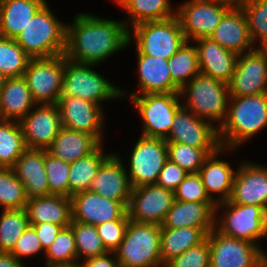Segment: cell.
<instances>
[{
  "label": "cell",
  "instance_id": "obj_1",
  "mask_svg": "<svg viewBox=\"0 0 267 267\" xmlns=\"http://www.w3.org/2000/svg\"><path fill=\"white\" fill-rule=\"evenodd\" d=\"M126 22L79 14L66 26L65 57L77 63L95 65L127 46L132 35Z\"/></svg>",
  "mask_w": 267,
  "mask_h": 267
},
{
  "label": "cell",
  "instance_id": "obj_2",
  "mask_svg": "<svg viewBox=\"0 0 267 267\" xmlns=\"http://www.w3.org/2000/svg\"><path fill=\"white\" fill-rule=\"evenodd\" d=\"M229 98L232 105L228 107L224 122L220 123L218 136L223 147V136L227 135L226 144L232 148L267 127V93Z\"/></svg>",
  "mask_w": 267,
  "mask_h": 267
},
{
  "label": "cell",
  "instance_id": "obj_3",
  "mask_svg": "<svg viewBox=\"0 0 267 267\" xmlns=\"http://www.w3.org/2000/svg\"><path fill=\"white\" fill-rule=\"evenodd\" d=\"M45 3L17 35L15 41L30 58H49L65 53L66 25Z\"/></svg>",
  "mask_w": 267,
  "mask_h": 267
},
{
  "label": "cell",
  "instance_id": "obj_4",
  "mask_svg": "<svg viewBox=\"0 0 267 267\" xmlns=\"http://www.w3.org/2000/svg\"><path fill=\"white\" fill-rule=\"evenodd\" d=\"M161 225L129 220L122 242L114 251L120 267L163 265L160 255Z\"/></svg>",
  "mask_w": 267,
  "mask_h": 267
},
{
  "label": "cell",
  "instance_id": "obj_5",
  "mask_svg": "<svg viewBox=\"0 0 267 267\" xmlns=\"http://www.w3.org/2000/svg\"><path fill=\"white\" fill-rule=\"evenodd\" d=\"M136 51L152 57L169 59L187 41L176 16L134 26Z\"/></svg>",
  "mask_w": 267,
  "mask_h": 267
},
{
  "label": "cell",
  "instance_id": "obj_6",
  "mask_svg": "<svg viewBox=\"0 0 267 267\" xmlns=\"http://www.w3.org/2000/svg\"><path fill=\"white\" fill-rule=\"evenodd\" d=\"M191 79L189 85L186 84L187 86L180 90V95L187 90L189 92L187 106L183 107L191 109V112L201 119L209 118L223 123L228 112L226 109L230 97L228 84L201 73Z\"/></svg>",
  "mask_w": 267,
  "mask_h": 267
},
{
  "label": "cell",
  "instance_id": "obj_7",
  "mask_svg": "<svg viewBox=\"0 0 267 267\" xmlns=\"http://www.w3.org/2000/svg\"><path fill=\"white\" fill-rule=\"evenodd\" d=\"M90 64L77 63L64 55V78L61 97H78L96 104L123 94L106 79L91 70ZM90 68V69H89Z\"/></svg>",
  "mask_w": 267,
  "mask_h": 267
},
{
  "label": "cell",
  "instance_id": "obj_8",
  "mask_svg": "<svg viewBox=\"0 0 267 267\" xmlns=\"http://www.w3.org/2000/svg\"><path fill=\"white\" fill-rule=\"evenodd\" d=\"M206 239L210 267H267V256L254 243L226 236L215 228Z\"/></svg>",
  "mask_w": 267,
  "mask_h": 267
},
{
  "label": "cell",
  "instance_id": "obj_9",
  "mask_svg": "<svg viewBox=\"0 0 267 267\" xmlns=\"http://www.w3.org/2000/svg\"><path fill=\"white\" fill-rule=\"evenodd\" d=\"M23 77L36 104H57L63 89L64 54L31 58Z\"/></svg>",
  "mask_w": 267,
  "mask_h": 267
},
{
  "label": "cell",
  "instance_id": "obj_10",
  "mask_svg": "<svg viewBox=\"0 0 267 267\" xmlns=\"http://www.w3.org/2000/svg\"><path fill=\"white\" fill-rule=\"evenodd\" d=\"M180 93L167 94H131L134 103L141 114L145 126L142 136L166 139L169 135L174 116L182 107L179 102Z\"/></svg>",
  "mask_w": 267,
  "mask_h": 267
},
{
  "label": "cell",
  "instance_id": "obj_11",
  "mask_svg": "<svg viewBox=\"0 0 267 267\" xmlns=\"http://www.w3.org/2000/svg\"><path fill=\"white\" fill-rule=\"evenodd\" d=\"M233 5L227 0H190L182 5L176 15L186 40L210 38Z\"/></svg>",
  "mask_w": 267,
  "mask_h": 267
},
{
  "label": "cell",
  "instance_id": "obj_12",
  "mask_svg": "<svg viewBox=\"0 0 267 267\" xmlns=\"http://www.w3.org/2000/svg\"><path fill=\"white\" fill-rule=\"evenodd\" d=\"M167 160L165 139L140 137L130 160V177L128 179L131 187L156 184L160 171Z\"/></svg>",
  "mask_w": 267,
  "mask_h": 267
},
{
  "label": "cell",
  "instance_id": "obj_13",
  "mask_svg": "<svg viewBox=\"0 0 267 267\" xmlns=\"http://www.w3.org/2000/svg\"><path fill=\"white\" fill-rule=\"evenodd\" d=\"M227 84L230 97L267 93V49H252L244 55L239 54Z\"/></svg>",
  "mask_w": 267,
  "mask_h": 267
},
{
  "label": "cell",
  "instance_id": "obj_14",
  "mask_svg": "<svg viewBox=\"0 0 267 267\" xmlns=\"http://www.w3.org/2000/svg\"><path fill=\"white\" fill-rule=\"evenodd\" d=\"M229 211L222 224L215 229L229 237L254 243L267 237V210L262 206L242 205L229 201L221 203Z\"/></svg>",
  "mask_w": 267,
  "mask_h": 267
},
{
  "label": "cell",
  "instance_id": "obj_15",
  "mask_svg": "<svg viewBox=\"0 0 267 267\" xmlns=\"http://www.w3.org/2000/svg\"><path fill=\"white\" fill-rule=\"evenodd\" d=\"M175 201L174 191L157 184L132 188L127 206L129 220L161 225Z\"/></svg>",
  "mask_w": 267,
  "mask_h": 267
},
{
  "label": "cell",
  "instance_id": "obj_16",
  "mask_svg": "<svg viewBox=\"0 0 267 267\" xmlns=\"http://www.w3.org/2000/svg\"><path fill=\"white\" fill-rule=\"evenodd\" d=\"M72 221L97 226L114 220H129L127 209L119 202L89 190L71 197Z\"/></svg>",
  "mask_w": 267,
  "mask_h": 267
},
{
  "label": "cell",
  "instance_id": "obj_17",
  "mask_svg": "<svg viewBox=\"0 0 267 267\" xmlns=\"http://www.w3.org/2000/svg\"><path fill=\"white\" fill-rule=\"evenodd\" d=\"M183 106L176 112L174 122L166 142H175L196 148H220L218 128L197 117L193 112L187 113Z\"/></svg>",
  "mask_w": 267,
  "mask_h": 267
},
{
  "label": "cell",
  "instance_id": "obj_18",
  "mask_svg": "<svg viewBox=\"0 0 267 267\" xmlns=\"http://www.w3.org/2000/svg\"><path fill=\"white\" fill-rule=\"evenodd\" d=\"M19 123L28 149L47 150L62 128L57 104L41 105Z\"/></svg>",
  "mask_w": 267,
  "mask_h": 267
},
{
  "label": "cell",
  "instance_id": "obj_19",
  "mask_svg": "<svg viewBox=\"0 0 267 267\" xmlns=\"http://www.w3.org/2000/svg\"><path fill=\"white\" fill-rule=\"evenodd\" d=\"M57 106L62 127L93 135L100 142L103 113L99 104L78 97H60Z\"/></svg>",
  "mask_w": 267,
  "mask_h": 267
},
{
  "label": "cell",
  "instance_id": "obj_20",
  "mask_svg": "<svg viewBox=\"0 0 267 267\" xmlns=\"http://www.w3.org/2000/svg\"><path fill=\"white\" fill-rule=\"evenodd\" d=\"M229 202L267 210V167L244 163L235 173Z\"/></svg>",
  "mask_w": 267,
  "mask_h": 267
},
{
  "label": "cell",
  "instance_id": "obj_21",
  "mask_svg": "<svg viewBox=\"0 0 267 267\" xmlns=\"http://www.w3.org/2000/svg\"><path fill=\"white\" fill-rule=\"evenodd\" d=\"M128 177L121 160L111 154L99 168L89 191L119 201L127 209L132 190Z\"/></svg>",
  "mask_w": 267,
  "mask_h": 267
},
{
  "label": "cell",
  "instance_id": "obj_22",
  "mask_svg": "<svg viewBox=\"0 0 267 267\" xmlns=\"http://www.w3.org/2000/svg\"><path fill=\"white\" fill-rule=\"evenodd\" d=\"M200 73L228 83L235 71L238 54L221 47L211 38L195 40Z\"/></svg>",
  "mask_w": 267,
  "mask_h": 267
},
{
  "label": "cell",
  "instance_id": "obj_23",
  "mask_svg": "<svg viewBox=\"0 0 267 267\" xmlns=\"http://www.w3.org/2000/svg\"><path fill=\"white\" fill-rule=\"evenodd\" d=\"M221 47L242 54L247 47L251 50L250 37L245 15L238 4H234L222 17L220 23L210 36Z\"/></svg>",
  "mask_w": 267,
  "mask_h": 267
},
{
  "label": "cell",
  "instance_id": "obj_24",
  "mask_svg": "<svg viewBox=\"0 0 267 267\" xmlns=\"http://www.w3.org/2000/svg\"><path fill=\"white\" fill-rule=\"evenodd\" d=\"M11 168L23 183L28 199L49 195L44 150L27 149Z\"/></svg>",
  "mask_w": 267,
  "mask_h": 267
},
{
  "label": "cell",
  "instance_id": "obj_25",
  "mask_svg": "<svg viewBox=\"0 0 267 267\" xmlns=\"http://www.w3.org/2000/svg\"><path fill=\"white\" fill-rule=\"evenodd\" d=\"M218 206L215 202H185L175 200L161 228L215 227Z\"/></svg>",
  "mask_w": 267,
  "mask_h": 267
},
{
  "label": "cell",
  "instance_id": "obj_26",
  "mask_svg": "<svg viewBox=\"0 0 267 267\" xmlns=\"http://www.w3.org/2000/svg\"><path fill=\"white\" fill-rule=\"evenodd\" d=\"M25 210L29 224L49 222L68 227L72 222L71 198L48 195L28 199Z\"/></svg>",
  "mask_w": 267,
  "mask_h": 267
},
{
  "label": "cell",
  "instance_id": "obj_27",
  "mask_svg": "<svg viewBox=\"0 0 267 267\" xmlns=\"http://www.w3.org/2000/svg\"><path fill=\"white\" fill-rule=\"evenodd\" d=\"M137 53L141 95L180 93L170 75L168 59Z\"/></svg>",
  "mask_w": 267,
  "mask_h": 267
},
{
  "label": "cell",
  "instance_id": "obj_28",
  "mask_svg": "<svg viewBox=\"0 0 267 267\" xmlns=\"http://www.w3.org/2000/svg\"><path fill=\"white\" fill-rule=\"evenodd\" d=\"M35 104L23 76L5 79L0 91V119L20 122Z\"/></svg>",
  "mask_w": 267,
  "mask_h": 267
},
{
  "label": "cell",
  "instance_id": "obj_29",
  "mask_svg": "<svg viewBox=\"0 0 267 267\" xmlns=\"http://www.w3.org/2000/svg\"><path fill=\"white\" fill-rule=\"evenodd\" d=\"M100 144L93 135L62 127L47 152L57 159L72 163L92 153Z\"/></svg>",
  "mask_w": 267,
  "mask_h": 267
},
{
  "label": "cell",
  "instance_id": "obj_30",
  "mask_svg": "<svg viewBox=\"0 0 267 267\" xmlns=\"http://www.w3.org/2000/svg\"><path fill=\"white\" fill-rule=\"evenodd\" d=\"M45 0H1L0 36L15 39Z\"/></svg>",
  "mask_w": 267,
  "mask_h": 267
},
{
  "label": "cell",
  "instance_id": "obj_31",
  "mask_svg": "<svg viewBox=\"0 0 267 267\" xmlns=\"http://www.w3.org/2000/svg\"><path fill=\"white\" fill-rule=\"evenodd\" d=\"M215 227L161 228L160 255L164 266L169 260L202 243Z\"/></svg>",
  "mask_w": 267,
  "mask_h": 267
},
{
  "label": "cell",
  "instance_id": "obj_32",
  "mask_svg": "<svg viewBox=\"0 0 267 267\" xmlns=\"http://www.w3.org/2000/svg\"><path fill=\"white\" fill-rule=\"evenodd\" d=\"M221 149L220 147L215 152L209 154L198 172L205 190L211 199L213 197L210 192L222 193L221 199L216 200V204H219L218 206L221 205L220 203L229 200L235 176V171L229 166L228 162L215 159Z\"/></svg>",
  "mask_w": 267,
  "mask_h": 267
},
{
  "label": "cell",
  "instance_id": "obj_33",
  "mask_svg": "<svg viewBox=\"0 0 267 267\" xmlns=\"http://www.w3.org/2000/svg\"><path fill=\"white\" fill-rule=\"evenodd\" d=\"M110 155H104L99 145L92 153L70 163L69 197L81 191L89 190L99 168Z\"/></svg>",
  "mask_w": 267,
  "mask_h": 267
},
{
  "label": "cell",
  "instance_id": "obj_34",
  "mask_svg": "<svg viewBox=\"0 0 267 267\" xmlns=\"http://www.w3.org/2000/svg\"><path fill=\"white\" fill-rule=\"evenodd\" d=\"M27 149L20 123L0 119V167L11 168Z\"/></svg>",
  "mask_w": 267,
  "mask_h": 267
},
{
  "label": "cell",
  "instance_id": "obj_35",
  "mask_svg": "<svg viewBox=\"0 0 267 267\" xmlns=\"http://www.w3.org/2000/svg\"><path fill=\"white\" fill-rule=\"evenodd\" d=\"M116 2L131 14L130 21L133 26L176 16L172 14L169 0H116Z\"/></svg>",
  "mask_w": 267,
  "mask_h": 267
},
{
  "label": "cell",
  "instance_id": "obj_36",
  "mask_svg": "<svg viewBox=\"0 0 267 267\" xmlns=\"http://www.w3.org/2000/svg\"><path fill=\"white\" fill-rule=\"evenodd\" d=\"M168 68L173 83L181 90L187 84V78L200 73L196 46H188L186 41L179 50L168 59Z\"/></svg>",
  "mask_w": 267,
  "mask_h": 267
},
{
  "label": "cell",
  "instance_id": "obj_37",
  "mask_svg": "<svg viewBox=\"0 0 267 267\" xmlns=\"http://www.w3.org/2000/svg\"><path fill=\"white\" fill-rule=\"evenodd\" d=\"M28 226L25 208L3 209L0 218V252L10 253Z\"/></svg>",
  "mask_w": 267,
  "mask_h": 267
},
{
  "label": "cell",
  "instance_id": "obj_38",
  "mask_svg": "<svg viewBox=\"0 0 267 267\" xmlns=\"http://www.w3.org/2000/svg\"><path fill=\"white\" fill-rule=\"evenodd\" d=\"M30 59L15 39L0 36V74L5 78L22 77Z\"/></svg>",
  "mask_w": 267,
  "mask_h": 267
},
{
  "label": "cell",
  "instance_id": "obj_39",
  "mask_svg": "<svg viewBox=\"0 0 267 267\" xmlns=\"http://www.w3.org/2000/svg\"><path fill=\"white\" fill-rule=\"evenodd\" d=\"M219 148H196L189 145L167 142L168 159L187 173H198L205 158Z\"/></svg>",
  "mask_w": 267,
  "mask_h": 267
},
{
  "label": "cell",
  "instance_id": "obj_40",
  "mask_svg": "<svg viewBox=\"0 0 267 267\" xmlns=\"http://www.w3.org/2000/svg\"><path fill=\"white\" fill-rule=\"evenodd\" d=\"M27 201L25 187L13 169L0 167V205L4 210L23 209Z\"/></svg>",
  "mask_w": 267,
  "mask_h": 267
},
{
  "label": "cell",
  "instance_id": "obj_41",
  "mask_svg": "<svg viewBox=\"0 0 267 267\" xmlns=\"http://www.w3.org/2000/svg\"><path fill=\"white\" fill-rule=\"evenodd\" d=\"M238 5L245 15L252 42L260 38V49H267V0H243Z\"/></svg>",
  "mask_w": 267,
  "mask_h": 267
},
{
  "label": "cell",
  "instance_id": "obj_42",
  "mask_svg": "<svg viewBox=\"0 0 267 267\" xmlns=\"http://www.w3.org/2000/svg\"><path fill=\"white\" fill-rule=\"evenodd\" d=\"M75 236L77 258L81 254L86 259L110 254L103 245L95 226L81 222L72 221L69 225Z\"/></svg>",
  "mask_w": 267,
  "mask_h": 267
},
{
  "label": "cell",
  "instance_id": "obj_43",
  "mask_svg": "<svg viewBox=\"0 0 267 267\" xmlns=\"http://www.w3.org/2000/svg\"><path fill=\"white\" fill-rule=\"evenodd\" d=\"M47 266L76 262L75 236L70 226L62 228L53 243L45 250Z\"/></svg>",
  "mask_w": 267,
  "mask_h": 267
},
{
  "label": "cell",
  "instance_id": "obj_44",
  "mask_svg": "<svg viewBox=\"0 0 267 267\" xmlns=\"http://www.w3.org/2000/svg\"><path fill=\"white\" fill-rule=\"evenodd\" d=\"M44 168L47 174L49 195L69 197V168L70 163L57 159L44 150Z\"/></svg>",
  "mask_w": 267,
  "mask_h": 267
},
{
  "label": "cell",
  "instance_id": "obj_45",
  "mask_svg": "<svg viewBox=\"0 0 267 267\" xmlns=\"http://www.w3.org/2000/svg\"><path fill=\"white\" fill-rule=\"evenodd\" d=\"M175 200L185 202H215L211 199L198 173H189L174 190Z\"/></svg>",
  "mask_w": 267,
  "mask_h": 267
},
{
  "label": "cell",
  "instance_id": "obj_46",
  "mask_svg": "<svg viewBox=\"0 0 267 267\" xmlns=\"http://www.w3.org/2000/svg\"><path fill=\"white\" fill-rule=\"evenodd\" d=\"M164 265L166 267H210V249L207 239L172 258Z\"/></svg>",
  "mask_w": 267,
  "mask_h": 267
},
{
  "label": "cell",
  "instance_id": "obj_47",
  "mask_svg": "<svg viewBox=\"0 0 267 267\" xmlns=\"http://www.w3.org/2000/svg\"><path fill=\"white\" fill-rule=\"evenodd\" d=\"M129 220H114L95 226L104 247L110 253L119 247L122 242Z\"/></svg>",
  "mask_w": 267,
  "mask_h": 267
},
{
  "label": "cell",
  "instance_id": "obj_48",
  "mask_svg": "<svg viewBox=\"0 0 267 267\" xmlns=\"http://www.w3.org/2000/svg\"><path fill=\"white\" fill-rule=\"evenodd\" d=\"M41 249H43V247L37 232L32 225H29L16 242L10 254L16 259L21 260L20 257L35 254Z\"/></svg>",
  "mask_w": 267,
  "mask_h": 267
},
{
  "label": "cell",
  "instance_id": "obj_49",
  "mask_svg": "<svg viewBox=\"0 0 267 267\" xmlns=\"http://www.w3.org/2000/svg\"><path fill=\"white\" fill-rule=\"evenodd\" d=\"M188 174L184 169L168 159L160 171L156 184L174 191Z\"/></svg>",
  "mask_w": 267,
  "mask_h": 267
},
{
  "label": "cell",
  "instance_id": "obj_50",
  "mask_svg": "<svg viewBox=\"0 0 267 267\" xmlns=\"http://www.w3.org/2000/svg\"><path fill=\"white\" fill-rule=\"evenodd\" d=\"M29 225H32L35 228L44 251L53 243L58 233L63 228L60 225L49 222Z\"/></svg>",
  "mask_w": 267,
  "mask_h": 267
},
{
  "label": "cell",
  "instance_id": "obj_51",
  "mask_svg": "<svg viewBox=\"0 0 267 267\" xmlns=\"http://www.w3.org/2000/svg\"><path fill=\"white\" fill-rule=\"evenodd\" d=\"M81 267H120L119 261L111 259L107 254L97 256L89 259H85L84 265Z\"/></svg>",
  "mask_w": 267,
  "mask_h": 267
},
{
  "label": "cell",
  "instance_id": "obj_52",
  "mask_svg": "<svg viewBox=\"0 0 267 267\" xmlns=\"http://www.w3.org/2000/svg\"><path fill=\"white\" fill-rule=\"evenodd\" d=\"M0 267H24L20 260L10 253L0 252Z\"/></svg>",
  "mask_w": 267,
  "mask_h": 267
},
{
  "label": "cell",
  "instance_id": "obj_53",
  "mask_svg": "<svg viewBox=\"0 0 267 267\" xmlns=\"http://www.w3.org/2000/svg\"><path fill=\"white\" fill-rule=\"evenodd\" d=\"M82 264H78L77 262L72 263H64V264H53L47 267H81Z\"/></svg>",
  "mask_w": 267,
  "mask_h": 267
},
{
  "label": "cell",
  "instance_id": "obj_54",
  "mask_svg": "<svg viewBox=\"0 0 267 267\" xmlns=\"http://www.w3.org/2000/svg\"><path fill=\"white\" fill-rule=\"evenodd\" d=\"M5 79H6V78H5L2 74H0V91H1L2 88H3Z\"/></svg>",
  "mask_w": 267,
  "mask_h": 267
},
{
  "label": "cell",
  "instance_id": "obj_55",
  "mask_svg": "<svg viewBox=\"0 0 267 267\" xmlns=\"http://www.w3.org/2000/svg\"><path fill=\"white\" fill-rule=\"evenodd\" d=\"M233 4H240L243 0H227Z\"/></svg>",
  "mask_w": 267,
  "mask_h": 267
}]
</instances>
